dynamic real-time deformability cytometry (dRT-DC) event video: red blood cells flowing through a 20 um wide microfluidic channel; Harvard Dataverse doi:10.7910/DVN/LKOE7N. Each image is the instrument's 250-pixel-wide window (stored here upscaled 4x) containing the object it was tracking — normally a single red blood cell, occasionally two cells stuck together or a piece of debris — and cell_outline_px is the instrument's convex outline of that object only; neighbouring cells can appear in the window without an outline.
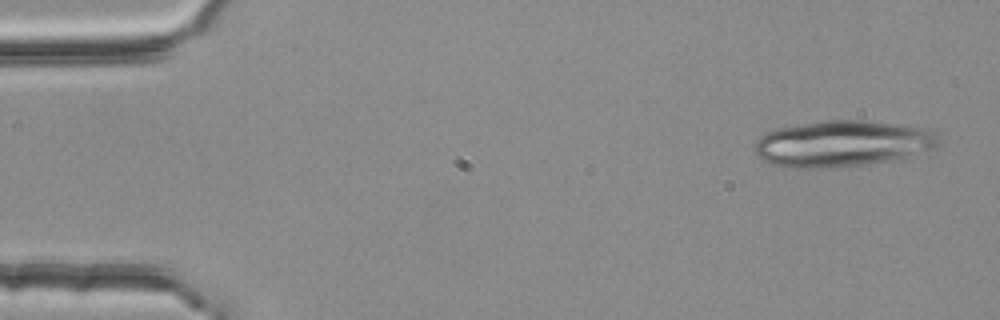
{"species": "common noctule bat (a hibernating species)", "species_latin": "Nyctalus noctula", "temperature_condition": "room temperature", "stored_images_in_passage": 5, "camera_frame_rate_fps": 3000, "um_per_image_px": 0.085, "animal": {"sex": "female", "body_mass_g": 25.1}, "frame": {"image": 1, "passage_image": 1, "time_ms": 0.0, "image_size_px": [1000, 320], "cell_outline_px": [[940, 144], [936, 148], [900, 160], [828, 168], [792, 168], [772, 164], [760, 160], [756, 156], [756, 140], [760, 136], [768, 132], [780, 128], [820, 120], [860, 120], [900, 124], [928, 128], [936, 132]], "centroid_in_image_um": [71.66, 12.21], "position_along_channel_um": 13.3, "area_um2": 50.11}}